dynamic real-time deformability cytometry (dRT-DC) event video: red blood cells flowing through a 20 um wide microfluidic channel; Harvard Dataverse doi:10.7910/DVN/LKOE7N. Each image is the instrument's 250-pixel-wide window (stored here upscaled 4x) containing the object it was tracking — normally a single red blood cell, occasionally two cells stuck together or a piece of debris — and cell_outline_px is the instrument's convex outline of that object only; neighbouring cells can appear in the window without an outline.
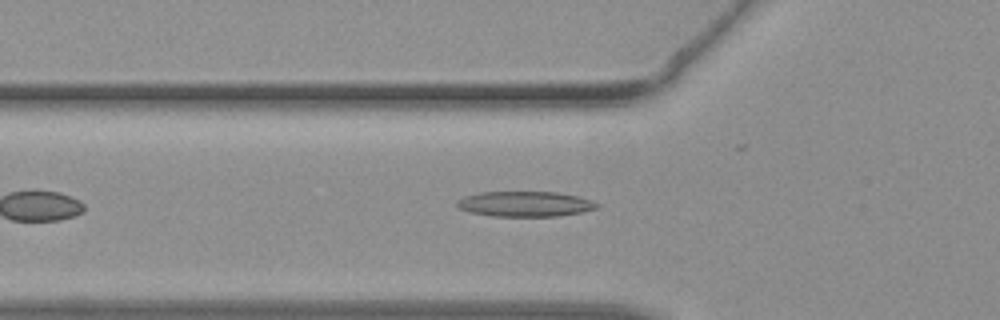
{"species": "common noctule bat (a hibernating species)", "species_latin": "Nyctalus noctula", "temperature_condition": "warm", "stored_images_in_passage": 31, "camera_frame_rate_fps": 3000, "um_per_image_px": 0.085, "animal": {"sex": "female", "body_mass_g": 19.3, "forearm_length_mm": 54.1}, "frame": {"image": 1, "passage_image": 3, "time_ms": 0.667, "image_size_px": [1000, 320], "cell_outline_px": [[600, 204], [596, 208], [584, 212], [560, 216], [492, 216], [468, 212], [460, 208], [456, 204], [456, 200], [464, 196], [480, 192], [556, 192], [576, 196], [592, 200]], "centroid_in_image_um": [44.62, 17.34], "position_along_channel_um": 81.2, "area_um2": 20.69}}
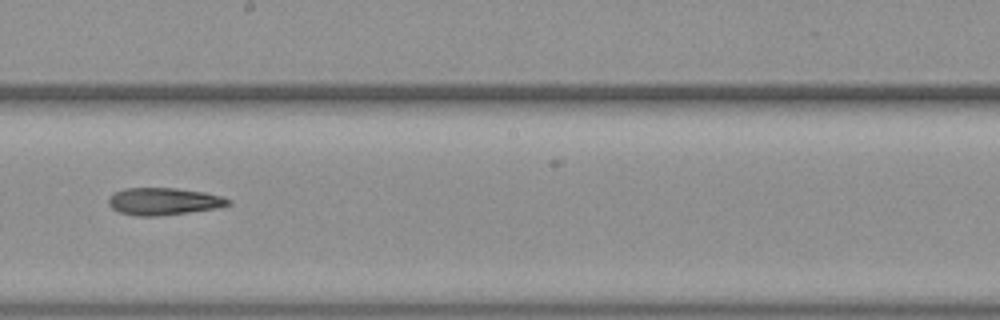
{"frame": {"image": 2, "passage_image": 13, "time_ms": 4.0, "image_size_px": [1000, 320], "cell_outline_px": [[232, 204], [216, 208], [160, 216], [136, 216], [120, 212], [112, 208], [108, 204], [108, 200], [116, 192], [124, 188], [176, 188], [204, 192], [220, 196], [232, 200]], "centroid_in_image_um": [13.93, 17.12], "position_along_channel_um": 234.3, "area_um2": 18.9}}
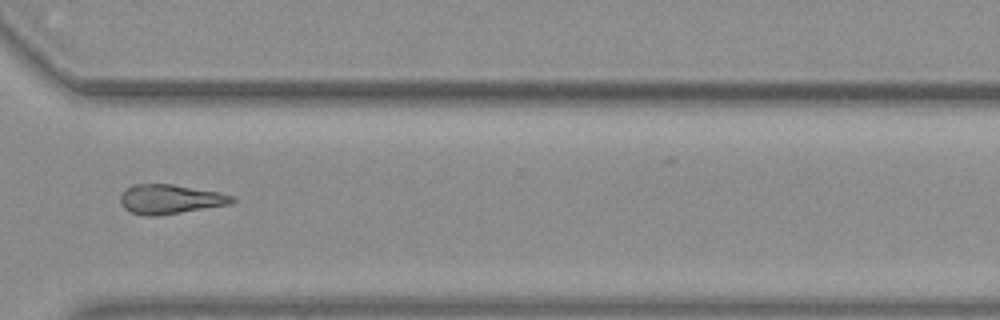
{"frame": {"image": 3, "passage_image": 21, "time_ms": 6.667, "image_size_px": [1000, 320], "cell_outline_px": [[236, 200], [232, 204], [156, 216], [144, 216], [128, 212], [120, 204], [120, 196], [132, 184], [172, 184], [220, 192], [232, 196]], "centroid_in_image_um": [14.45, 16.94], "position_along_channel_um": 356.2, "area_um2": 19.25}}